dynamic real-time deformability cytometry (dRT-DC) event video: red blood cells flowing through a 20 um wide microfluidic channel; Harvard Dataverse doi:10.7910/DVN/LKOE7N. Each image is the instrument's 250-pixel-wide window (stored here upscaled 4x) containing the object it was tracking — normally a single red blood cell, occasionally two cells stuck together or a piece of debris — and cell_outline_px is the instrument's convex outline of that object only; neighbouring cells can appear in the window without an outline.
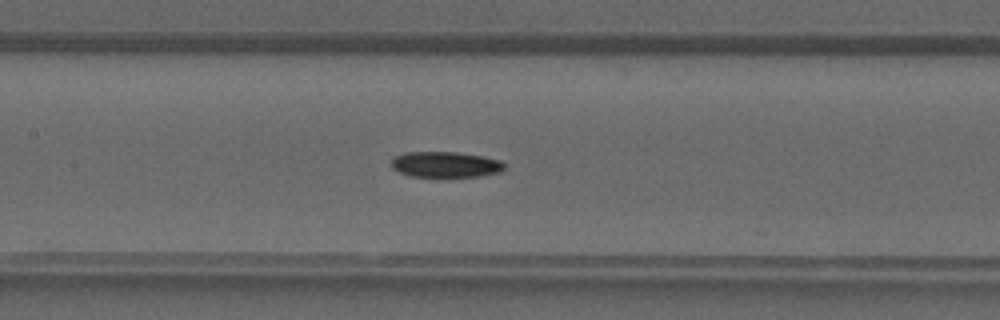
{"species": "common noctule bat (a hibernating species)", "species_latin": "Nyctalus noctula", "temperature_condition": "warm", "stored_images_in_passage": 30, "camera_frame_rate_fps": 3000, "um_per_image_px": 0.085, "animal": {"sex": "male", "forearm_length_mm": 52.5}, "frame": {"image": 1, "passage_image": 9, "time_ms": 2.667, "image_size_px": [1000, 320], "cell_outline_px": [[504, 168], [500, 172], [480, 176], [412, 176], [400, 172], [392, 168], [392, 156], [404, 152], [456, 152], [484, 156], [500, 160], [504, 164]], "centroid_in_image_um": [37.85, 13.96], "position_along_channel_um": 169.5, "area_um2": 16.88}}
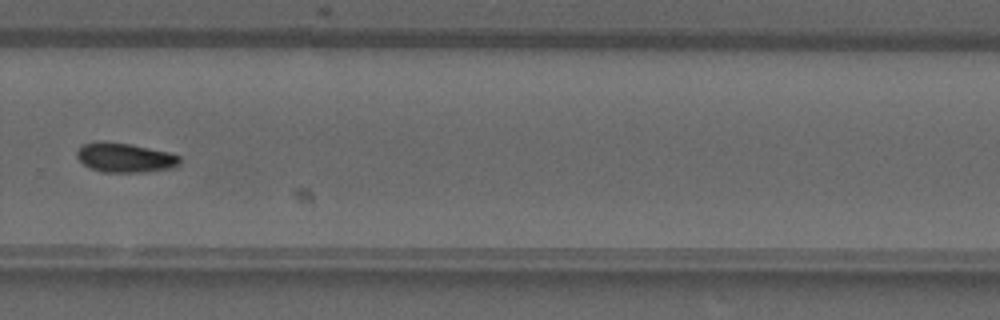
{"frame": {"image": 2, "passage_image": 18, "time_ms": 5.667, "image_size_px": [1000, 320], "cell_outline_px": [[180, 164], [172, 168], [140, 172], [104, 172], [88, 168], [76, 156], [76, 148], [80, 144], [96, 140], [100, 140], [132, 144], [168, 152], [180, 156]], "centroid_in_image_um": [10.55, 13.37], "position_along_channel_um": 319.3, "area_um2": 17.98}}
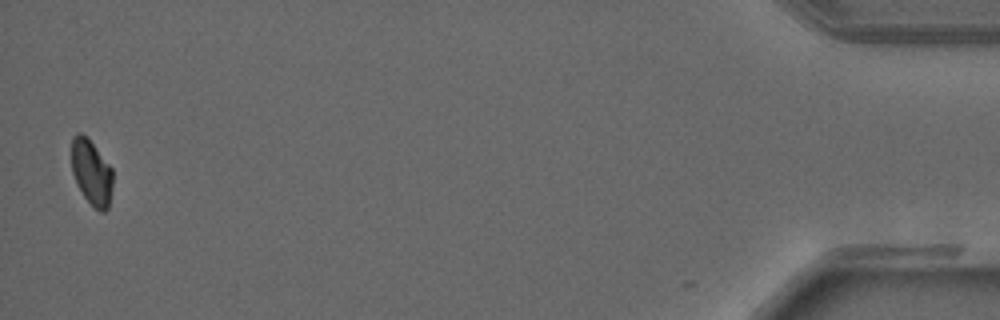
{"frame": {"image": 3, "passage_image": 30, "time_ms": 9.667, "image_size_px": [1000, 320], "cell_outline_px": [[112, 188], [108, 208], [104, 212], [100, 212], [84, 196], [76, 184], [72, 172], [72, 136], [76, 132], [80, 132], [92, 144], [112, 168]], "centroid_in_image_um": [7.77, 14.67], "position_along_channel_um": 427.4, "area_um2": 15.43}}